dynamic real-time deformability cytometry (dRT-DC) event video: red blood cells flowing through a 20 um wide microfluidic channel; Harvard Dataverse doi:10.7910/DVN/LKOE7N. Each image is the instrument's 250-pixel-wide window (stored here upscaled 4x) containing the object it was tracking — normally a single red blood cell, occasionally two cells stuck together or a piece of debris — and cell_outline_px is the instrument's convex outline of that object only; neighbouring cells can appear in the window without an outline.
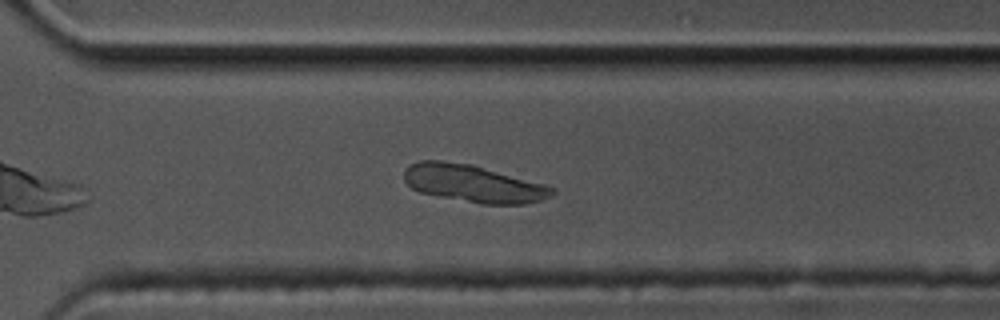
{"species": "common noctule bat (a hibernating species)", "species_latin": "Nyctalus noctula", "temperature_condition": "cold", "stored_images_in_passage": 32, "camera_frame_rate_fps": 3000, "um_per_image_px": 0.085, "animal": {"sex": "male", "body_mass_g": 17.5, "forearm_length_mm": 52.3}, "frame": {"image": 1, "passage_image": 23, "time_ms": 7.333, "image_size_px": [1000, 320], "cell_outline_px": [[556, 192], [552, 196], [540, 200], [524, 204], [480, 204], [420, 192], [412, 188], [404, 180], [404, 168], [408, 164], [420, 160], [440, 160], [472, 164], [544, 184], [556, 188]], "centroid_in_image_um": [40.22, 15.59], "position_along_channel_um": 330.4, "area_um2": 32.37}}